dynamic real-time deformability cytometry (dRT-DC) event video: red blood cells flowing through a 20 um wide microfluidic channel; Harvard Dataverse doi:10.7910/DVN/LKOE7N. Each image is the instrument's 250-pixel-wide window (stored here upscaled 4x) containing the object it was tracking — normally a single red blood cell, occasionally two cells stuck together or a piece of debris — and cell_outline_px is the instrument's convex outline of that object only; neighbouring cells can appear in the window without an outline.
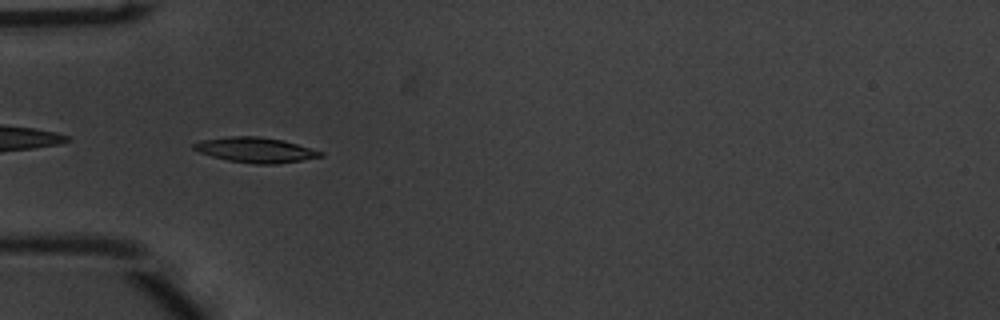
{"species": "common noctule bat (a hibernating species)", "species_latin": "Nyctalus noctula", "temperature_condition": "warm", "stored_images_in_passage": 37, "camera_frame_rate_fps": 3000, "um_per_image_px": 0.085, "animal": {"sex": "male", "body_mass_g": 20.1, "forearm_length_mm": 53.5}, "frame": {"image": 1, "passage_image": 1, "time_ms": 0.0, "image_size_px": [1000, 320], "cell_outline_px": [[324, 156], [276, 164], [256, 164], [228, 160], [212, 156], [200, 152], [192, 148], [192, 144], [200, 140], [228, 136], [260, 136], [284, 140], [324, 152]], "centroid_in_image_um": [21.71, 12.73], "position_along_channel_um": 63.3, "area_um2": 18.55}, "authors_computed_cell_mechanics": {"area_um2": 17.5712, "velocity_mm_per_s": 3.796, "shape_relaxation_time_tau1_ms": 2.8707, "shape_relaxation_time_tau2_ms": 2.5469, "deformation_change_tau1": 0.1376, "deformation_change_tau2": 0.0717}}